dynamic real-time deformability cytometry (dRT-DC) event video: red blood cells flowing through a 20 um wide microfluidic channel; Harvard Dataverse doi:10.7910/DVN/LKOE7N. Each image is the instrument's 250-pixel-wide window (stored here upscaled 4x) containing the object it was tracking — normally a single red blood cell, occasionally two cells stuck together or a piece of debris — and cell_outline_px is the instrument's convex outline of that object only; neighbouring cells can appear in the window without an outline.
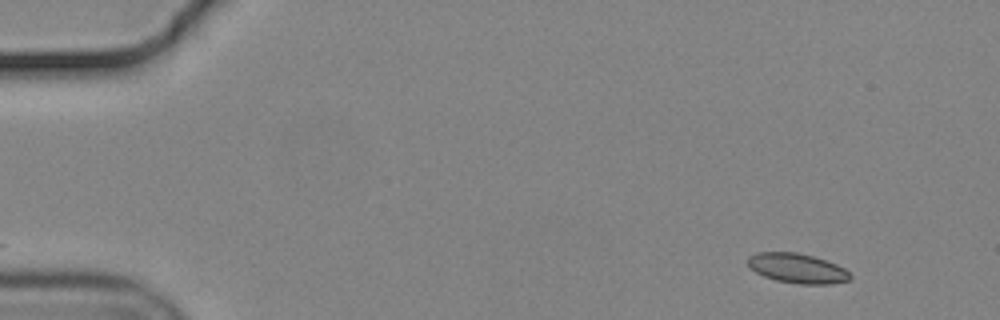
{"species": "common noctule bat (a hibernating species)", "species_latin": "Nyctalus noctula", "temperature_condition": "cold", "stored_images_in_passage": 52, "camera_frame_rate_fps": 3000, "um_per_image_px": 0.085, "animal": {"sex": "male", "body_mass_g": 19.2, "forearm_length_mm": 51.8}, "frame": {"image": 1, "passage_image": 1, "time_ms": 0.0, "image_size_px": [1000, 320], "cell_outline_px": [[852, 276], [848, 280], [828, 284], [800, 284], [776, 280], [764, 276], [748, 268], [748, 256], [756, 252], [796, 252], [812, 256], [836, 264], [844, 268]], "centroid_in_image_um": [67.72, 22.8], "position_along_channel_um": 17.3, "area_um2": 17.63}}
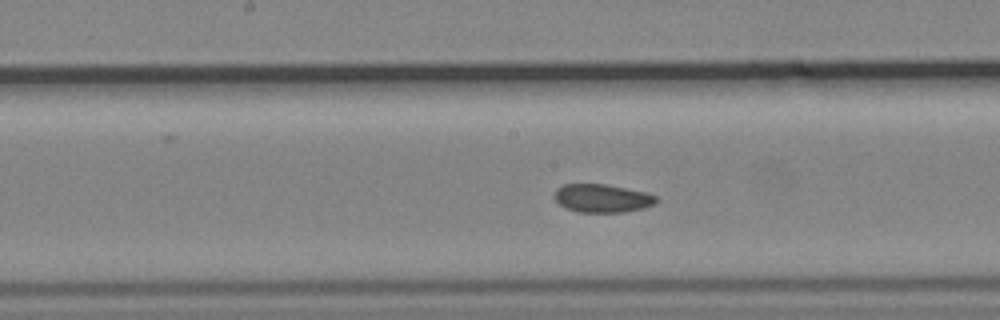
{"frame": {"image": 2, "passage_image": 25, "time_ms": 8.0, "image_size_px": [1000, 320], "cell_outline_px": [[660, 200], [644, 208], [624, 212], [580, 212], [564, 208], [552, 196], [556, 188], [564, 184], [604, 184], [644, 192], [656, 196]], "centroid_in_image_um": [51.14, 16.85], "position_along_channel_um": 197.1, "area_um2": 16.76}}
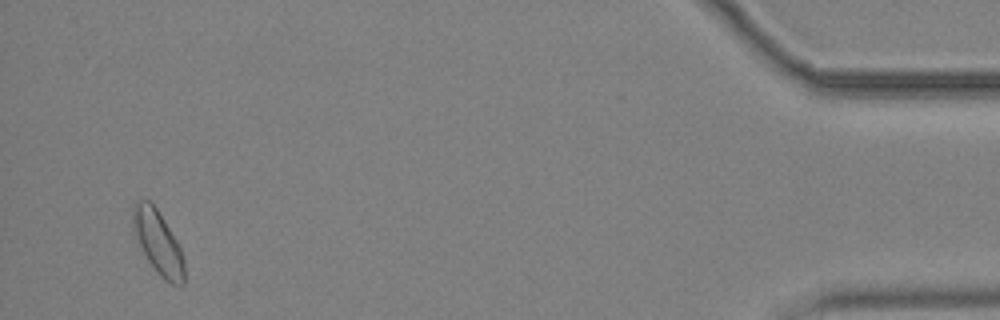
{"frame": {"image": 3, "passage_image": 50, "time_ms": 16.333, "image_size_px": [1000, 320], "cell_outline_px": [[184, 284], [172, 284], [164, 280], [160, 276], [148, 260], [132, 232], [132, 204], [140, 200], [148, 200], [156, 208], [176, 240], [180, 248], [184, 260]], "centroid_in_image_um": [13.4, 20.59], "position_along_channel_um": 421.8, "area_um2": 18.84}, "authors_computed_cell_mechanics": {"area_um2": 17.5423, "velocity_mm_per_s": 3.6418, "shape_relaxation_time_tau1_ms": null, "shape_relaxation_time_tau2_ms": 9.1763, "deformation_change_tau1": null, "deformation_change_tau2": 0.1113}}